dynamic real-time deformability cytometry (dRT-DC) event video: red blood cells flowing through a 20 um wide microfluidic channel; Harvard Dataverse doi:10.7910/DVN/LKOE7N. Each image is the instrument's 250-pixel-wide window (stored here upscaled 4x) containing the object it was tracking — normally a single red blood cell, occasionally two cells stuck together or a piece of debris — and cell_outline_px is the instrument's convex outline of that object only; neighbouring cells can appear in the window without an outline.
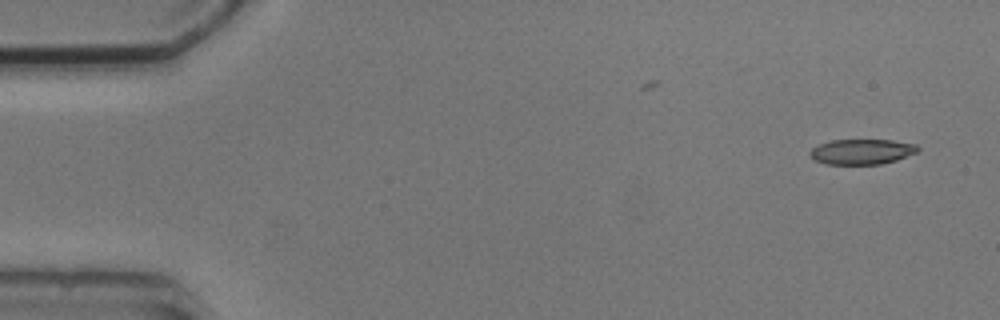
{"species": "common noctule bat (a hibernating species)", "species_latin": "Nyctalus noctula", "temperature_condition": "cold", "stored_images_in_passage": 2, "camera_frame_rate_fps": 3000, "um_per_image_px": 0.085, "animal": {"sex": "male", "body_mass_g": 20.5, "forearm_length_mm": 52.5}, "frame": {"image": 1, "passage_image": 2, "time_ms": 1.0, "image_size_px": [1000, 320], "cell_outline_px": [[920, 148], [916, 152], [896, 160], [880, 164], [824, 164], [808, 156], [808, 152], [812, 148], [828, 140], [892, 140], [916, 144]], "centroid_in_image_um": [73.21, 12.89], "position_along_channel_um": 11.8, "area_um2": 15.9}}